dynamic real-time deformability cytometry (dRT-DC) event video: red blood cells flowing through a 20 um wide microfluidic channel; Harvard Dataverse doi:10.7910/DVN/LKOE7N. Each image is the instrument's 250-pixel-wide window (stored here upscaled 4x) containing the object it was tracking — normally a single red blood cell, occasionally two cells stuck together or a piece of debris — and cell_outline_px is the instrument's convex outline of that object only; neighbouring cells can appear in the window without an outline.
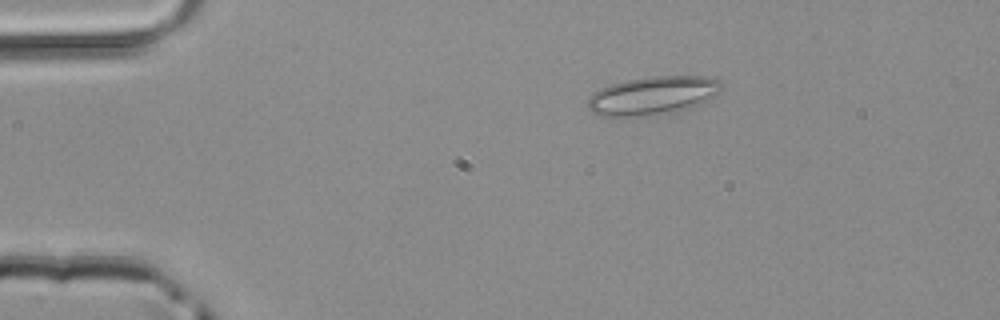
{"species": "common noctule bat (a hibernating species)", "species_latin": "Nyctalus noctula", "temperature_condition": "room temperature", "stored_images_in_passage": 43, "camera_frame_rate_fps": 3000, "um_per_image_px": 0.085, "animal": {"sex": "male", "body_mass_g": 20.4}, "frame": {"image": 1, "passage_image": 3, "time_ms": 0.667, "image_size_px": [1000, 320], "cell_outline_px": [[724, 88], [720, 92], [680, 112], [632, 120], [596, 116], [588, 108], [588, 96], [592, 92], [608, 84], [628, 80], [652, 76], [708, 76], [720, 80]], "centroid_in_image_um": [55.4, 8.18], "position_along_channel_um": 29.6, "area_um2": 31.27}}
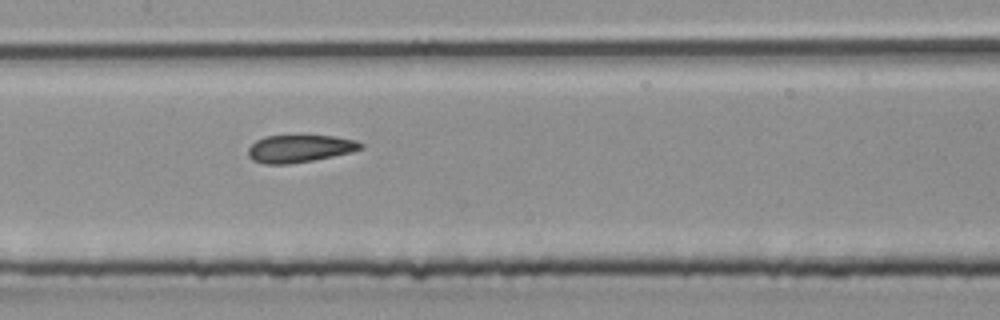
{"frame": {"image": 2, "passage_image": 18, "time_ms": 5.667, "image_size_px": [1000, 320], "cell_outline_px": [[364, 148], [352, 152], [312, 160], [288, 164], [264, 164], [252, 160], [248, 156], [248, 148], [256, 140], [264, 136], [300, 132], [336, 136], [356, 140], [364, 144]], "centroid_in_image_um": [25.48, 12.56], "position_along_channel_um": 181.9, "area_um2": 19.07}}
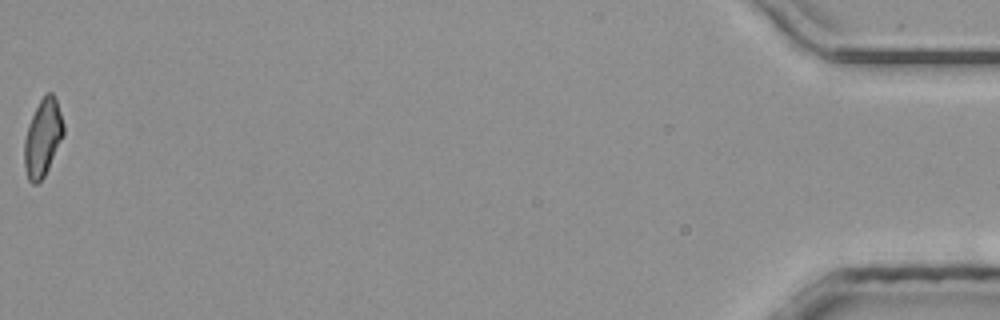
{"frame": {"image": 3, "passage_image": 43, "time_ms": 14.0, "image_size_px": [1000, 320], "cell_outline_px": [[64, 136], [44, 176], [36, 184], [32, 184], [28, 180], [24, 168], [24, 140], [28, 124], [44, 92], [52, 92], [56, 100], [64, 124]], "centroid_in_image_um": [3.63, 11.71], "position_along_channel_um": 431.6, "area_um2": 17.69}}